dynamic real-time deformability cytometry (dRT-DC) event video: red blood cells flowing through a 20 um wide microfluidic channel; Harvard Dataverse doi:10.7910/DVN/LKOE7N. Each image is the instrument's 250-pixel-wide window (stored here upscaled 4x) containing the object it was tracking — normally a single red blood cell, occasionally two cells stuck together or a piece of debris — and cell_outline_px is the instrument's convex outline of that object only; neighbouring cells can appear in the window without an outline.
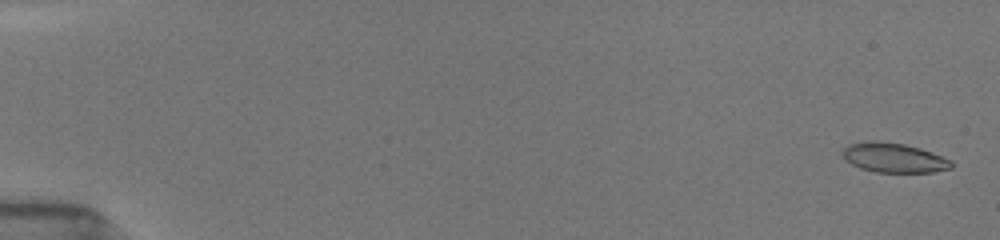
{"species": "common noctule bat (a hibernating species)", "species_latin": "Nyctalus noctula", "temperature_condition": "room temperature", "stored_images_in_passage": 23, "camera_frame_rate_fps": 3000, "um_per_image_px": 0.085, "animal": {"sex": "female", "body_mass_g": 19.5, "forearm_length_mm": 54.1}, "frame": {"image": 1, "passage_image": 3, "time_ms": 0.333, "image_size_px": [1000, 240], "cell_outline_px": [[952, 168], [932, 172], [876, 172], [860, 168], [852, 164], [844, 156], [844, 148], [848, 144], [868, 140], [876, 140], [904, 144], [920, 148], [952, 160]], "centroid_in_image_um": [75.99, 13.4], "position_along_channel_um": 9.0, "area_um2": 18.61}}
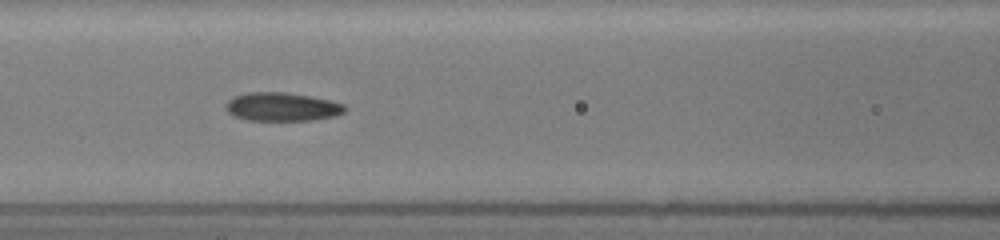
{"frame": {"image": 2, "passage_image": 20, "time_ms": 8.0, "image_size_px": [1000, 240], "cell_outline_px": [[348, 108], [344, 112], [336, 116], [312, 120], [248, 120], [232, 116], [224, 108], [224, 104], [232, 96], [248, 92], [284, 92], [308, 96], [328, 100], [344, 104]], "centroid_in_image_um": [23.92, 9.08], "position_along_channel_um": 142.7, "area_um2": 19.94}}
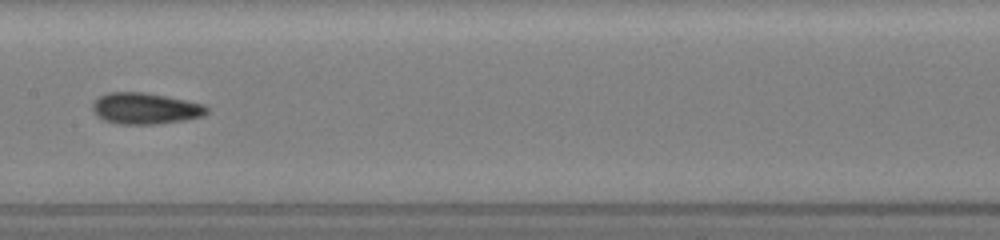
{"frame": {"image": 3, "passage_image": 22, "time_ms": 9.333, "image_size_px": [1000, 240], "cell_outline_px": [[208, 112], [204, 116], [188, 120], [156, 124], [116, 124], [104, 120], [96, 116], [92, 108], [92, 104], [100, 96], [108, 92], [144, 92], [204, 104], [208, 108]], "centroid_in_image_um": [12.35, 9.23], "position_along_channel_um": 195.0, "area_um2": 20.92}}